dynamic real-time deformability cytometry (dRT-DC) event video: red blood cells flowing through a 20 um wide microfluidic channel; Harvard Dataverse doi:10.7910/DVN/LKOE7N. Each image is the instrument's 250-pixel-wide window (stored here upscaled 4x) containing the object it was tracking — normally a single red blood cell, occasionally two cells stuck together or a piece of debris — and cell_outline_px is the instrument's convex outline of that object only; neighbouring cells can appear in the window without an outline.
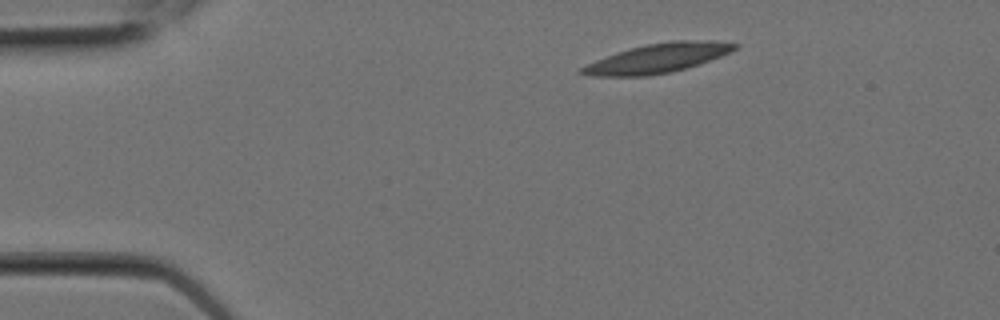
{"species": "Egyptian fruit bat (a non-hibernating species)", "species_latin": "Rousettus aegyptiacus", "temperature_condition": "room temperature", "stored_images_in_passage": 6, "camera_frame_rate_fps": 3000, "um_per_image_px": 0.085, "animal": {"sex": "female"}, "frame": {"image": 1, "passage_image": 1, "time_ms": 0.0, "image_size_px": [1000, 320], "cell_outline_px": [[740, 44], [732, 52], [672, 72], [648, 76], [592, 76], [580, 72], [580, 68], [596, 60], [616, 52], [648, 44], [672, 40], [712, 40]], "centroid_in_image_um": [55.93, 4.94], "position_along_channel_um": 29.1, "area_um2": 25.72}}
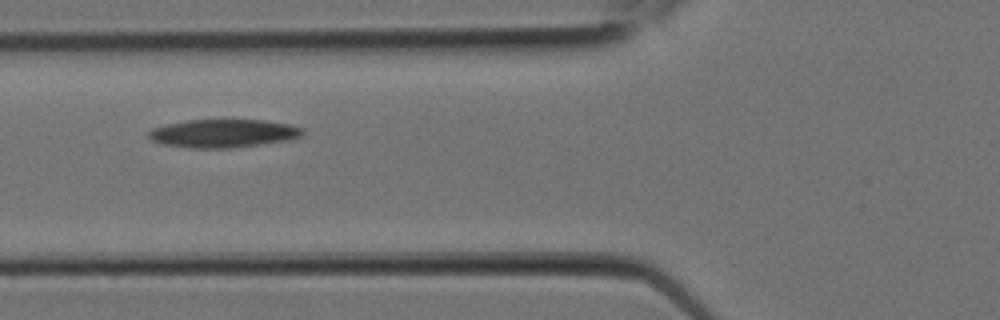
{"frame": {"image": 2, "passage_image": 5, "time_ms": 1.333, "image_size_px": [1000, 320], "cell_outline_px": [[304, 132], [300, 136], [288, 140], [260, 144], [228, 148], [188, 148], [160, 144], [152, 140], [148, 136], [148, 132], [152, 128], [168, 124], [188, 120], [264, 120], [288, 124], [304, 128]], "centroid_in_image_um": [18.95, 11.34], "position_along_channel_um": 106.8, "area_um2": 25.26}}
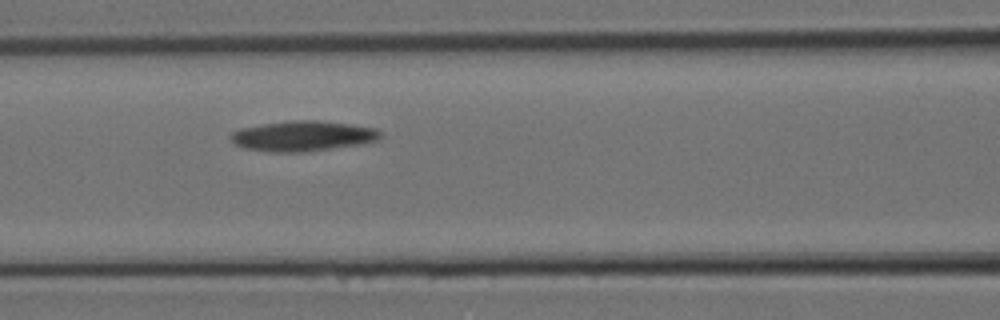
{"frame": {"image": 3, "passage_image": 6, "time_ms": 1.667, "image_size_px": [1000, 320], "cell_outline_px": [[384, 136], [380, 140], [364, 144], [304, 152], [272, 152], [244, 148], [236, 144], [228, 136], [232, 132], [240, 128], [264, 124], [292, 120], [316, 120], [352, 124], [376, 128]], "centroid_in_image_um": [25.8, 11.56], "position_along_channel_um": 140.8, "area_um2": 26.65}}